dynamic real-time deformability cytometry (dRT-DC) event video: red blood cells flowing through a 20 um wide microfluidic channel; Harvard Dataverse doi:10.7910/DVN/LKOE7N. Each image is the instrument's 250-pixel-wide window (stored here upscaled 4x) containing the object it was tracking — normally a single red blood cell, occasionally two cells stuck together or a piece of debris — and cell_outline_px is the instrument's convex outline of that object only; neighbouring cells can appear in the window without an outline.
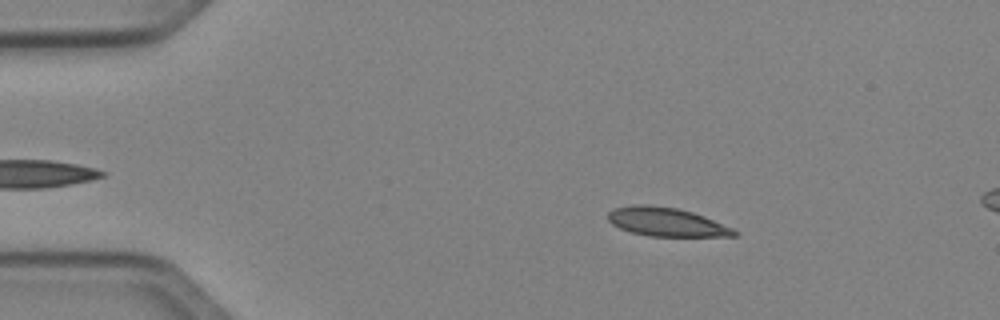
{"species": "Egyptian fruit bat (a non-hibernating species)", "species_latin": "Rousettus aegyptiacus", "temperature_condition": "cold", "stored_images_in_passage": 13, "camera_frame_rate_fps": 3000, "um_per_image_px": 0.085, "animal": {"sex": "female"}, "frame": {"image": 1, "passage_image": 8, "time_ms": 2.333, "image_size_px": [1000, 320], "cell_outline_px": [[740, 232], [736, 236], [648, 236], [632, 232], [620, 228], [612, 224], [608, 220], [608, 212], [612, 208], [632, 204], [648, 204], [680, 208], [704, 216], [732, 228]], "centroid_in_image_um": [56.62, 18.85], "position_along_channel_um": 28.4, "area_um2": 21.27}}